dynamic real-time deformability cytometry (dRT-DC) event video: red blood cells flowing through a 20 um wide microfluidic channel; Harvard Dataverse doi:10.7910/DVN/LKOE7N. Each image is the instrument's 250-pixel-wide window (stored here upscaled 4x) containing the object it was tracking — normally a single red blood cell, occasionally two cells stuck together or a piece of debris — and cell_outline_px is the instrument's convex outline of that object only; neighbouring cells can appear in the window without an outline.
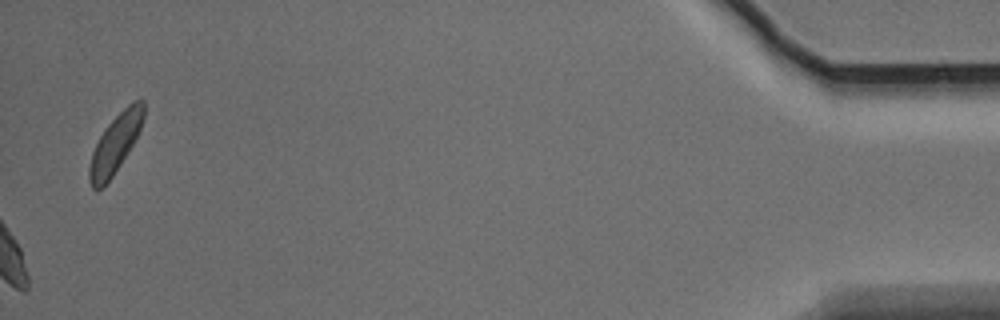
{"species": "Egyptian fruit bat (a non-hibernating species)", "species_latin": "Rousettus aegyptiacus", "temperature_condition": "warm", "stored_images_in_passage": 45, "camera_frame_rate_fps": 3000, "um_per_image_px": 0.085, "animal": {"sex": "male"}, "frame": {"image": 1, "passage_image": 45, "time_ms": 14.667, "image_size_px": [1000, 320], "cell_outline_px": [[144, 116], [140, 128], [128, 152], [112, 176], [100, 188], [92, 188], [88, 180], [88, 168], [92, 152], [100, 136], [108, 124], [128, 104], [136, 100], [144, 100]], "centroid_in_image_um": [9.78, 12.21], "position_along_channel_um": 425.4, "area_um2": 17.98}, "authors_computed_cell_mechanics": {"area_um2": 23.8714, "velocity_mm_per_s": 3.7032, "shape_relaxation_time_tau1_ms": 3.0723, "shape_relaxation_time_tau2_ms": 2.7036, "deformation_change_tau1": 0.1208, "deformation_change_tau2": 0.0858}}